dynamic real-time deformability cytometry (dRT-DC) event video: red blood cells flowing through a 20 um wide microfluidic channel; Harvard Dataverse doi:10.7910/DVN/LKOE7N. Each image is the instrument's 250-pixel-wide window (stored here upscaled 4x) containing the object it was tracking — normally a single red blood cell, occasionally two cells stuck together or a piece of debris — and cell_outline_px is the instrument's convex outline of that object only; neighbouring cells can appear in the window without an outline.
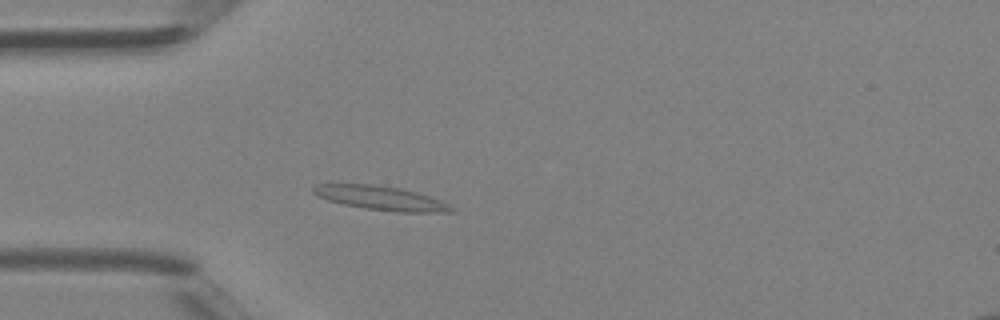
{"species": "Egyptian fruit bat (a non-hibernating species)", "species_latin": "Rousettus aegyptiacus", "temperature_condition": "room temperature", "stored_images_in_passage": 40, "camera_frame_rate_fps": 3000, "um_per_image_px": 0.085, "animal": {"sex": "female"}, "frame": {"image": 1, "passage_image": 9, "time_ms": 2.667, "image_size_px": [1000, 320], "cell_outline_px": [[456, 212], [396, 212], [364, 208], [344, 204], [328, 200], [312, 192], [312, 184], [372, 184], [400, 188], [416, 192], [440, 200], [456, 208]], "centroid_in_image_um": [32.39, 16.84], "position_along_channel_um": 52.6, "area_um2": 19.31}}
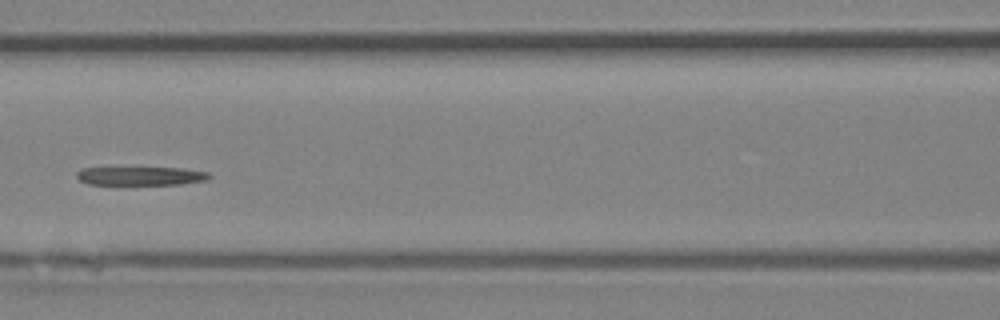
{"frame": {"image": 2, "passage_image": 16, "time_ms": 5.0, "image_size_px": [1000, 320], "cell_outline_px": [[212, 176], [208, 180], [180, 184], [88, 184], [80, 180], [76, 176], [76, 172], [84, 168], [184, 168], [208, 172]], "centroid_in_image_um": [12.01, 14.95], "position_along_channel_um": 154.6, "area_um2": 14.22}}
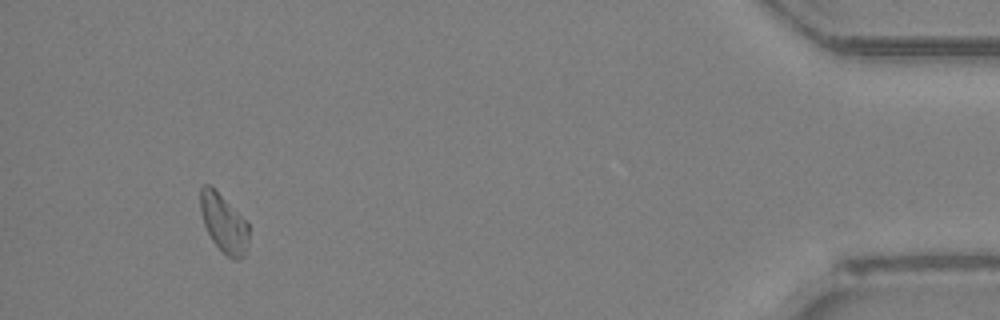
{"frame": {"image": 3, "passage_image": 37, "time_ms": 12.0, "image_size_px": [1000, 320], "cell_outline_px": [[248, 240], [244, 256], [236, 260], [232, 260], [212, 240], [204, 224], [200, 212], [200, 188], [204, 184], [212, 184], [248, 224]], "centroid_in_image_um": [18.99, 18.93], "position_along_channel_um": 416.2, "area_um2": 16.36}}